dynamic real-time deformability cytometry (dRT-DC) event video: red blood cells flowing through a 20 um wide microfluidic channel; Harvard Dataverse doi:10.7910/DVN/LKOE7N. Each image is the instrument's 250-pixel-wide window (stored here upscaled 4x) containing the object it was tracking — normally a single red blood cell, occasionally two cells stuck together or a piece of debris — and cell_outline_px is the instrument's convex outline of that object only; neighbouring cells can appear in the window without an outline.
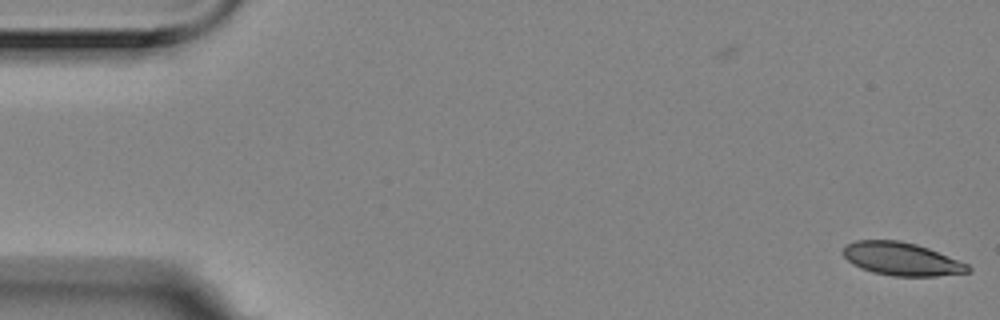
{"species": "Egyptian fruit bat (a non-hibernating species)", "species_latin": "Rousettus aegyptiacus", "temperature_condition": "room temperature", "stored_images_in_passage": 2, "camera_frame_rate_fps": 3000, "um_per_image_px": 0.085, "animal": {"sex": "female"}, "frame": {"image": 1, "passage_image": 2, "time_ms": 0.333, "image_size_px": [1000, 320], "cell_outline_px": [[972, 272], [936, 276], [892, 276], [872, 272], [860, 268], [852, 264], [844, 256], [844, 248], [848, 244], [856, 240], [900, 240], [916, 244], [928, 248], [968, 264], [972, 268]], "centroid_in_image_um": [76.66, 22.02], "position_along_channel_um": 8.3, "area_um2": 24.04}}